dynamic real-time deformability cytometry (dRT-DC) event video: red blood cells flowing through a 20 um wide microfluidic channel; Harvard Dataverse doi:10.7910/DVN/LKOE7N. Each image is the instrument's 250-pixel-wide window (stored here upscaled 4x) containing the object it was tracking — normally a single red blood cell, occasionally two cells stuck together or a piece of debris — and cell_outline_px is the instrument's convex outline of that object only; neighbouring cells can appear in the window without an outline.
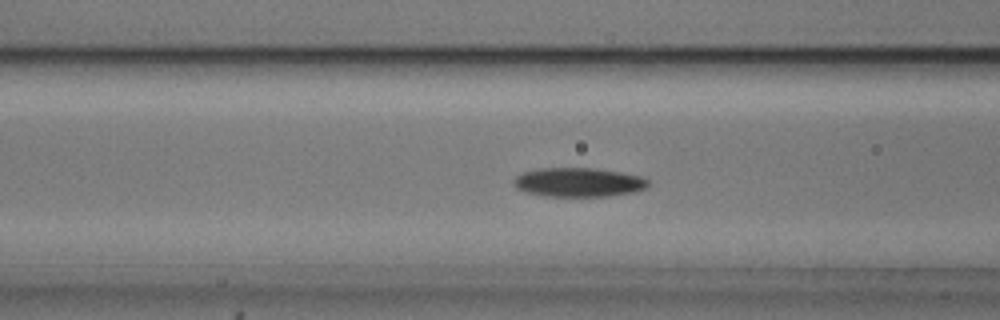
{"species": "common noctule bat (a hibernating species)", "species_latin": "Nyctalus noctula", "temperature_condition": "cold", "stored_images_in_passage": 54, "camera_frame_rate_fps": 3000, "um_per_image_px": 0.085, "animal": {"sex": "male", "body_mass_g": 20.5, "forearm_length_mm": 52.5}, "frame": {"image": 1, "passage_image": 21, "time_ms": 6.667, "image_size_px": [1000, 320], "cell_outline_px": [[648, 184], [644, 188], [632, 192], [608, 196], [544, 196], [528, 192], [516, 188], [512, 184], [512, 180], [516, 176], [524, 172], [540, 168], [592, 168], [620, 172], [640, 176], [648, 180]], "centroid_in_image_um": [49.12, 15.49], "position_along_channel_um": 117.5, "area_um2": 22.6}}
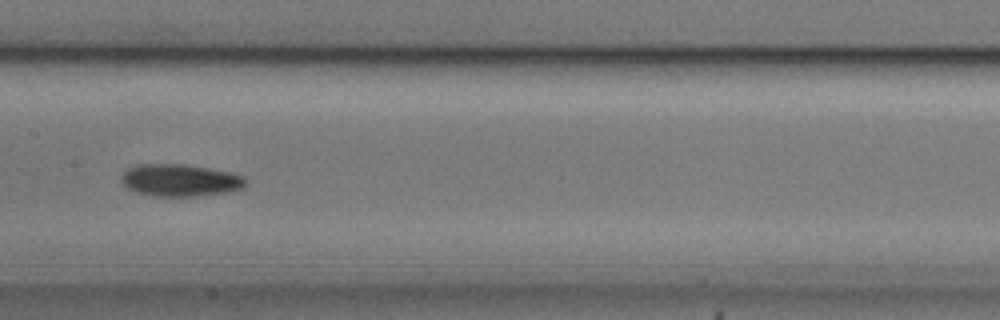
{"frame": {"image": 2, "passage_image": 27, "time_ms": 8.667, "image_size_px": [1000, 320], "cell_outline_px": [[248, 184], [244, 188], [228, 192], [196, 196], [156, 196], [136, 192], [128, 188], [120, 180], [120, 176], [128, 168], [136, 164], [184, 164], [208, 168], [228, 172], [244, 176], [248, 180]], "centroid_in_image_um": [15.33, 15.32], "position_along_channel_um": 192.1, "area_um2": 23.47}}
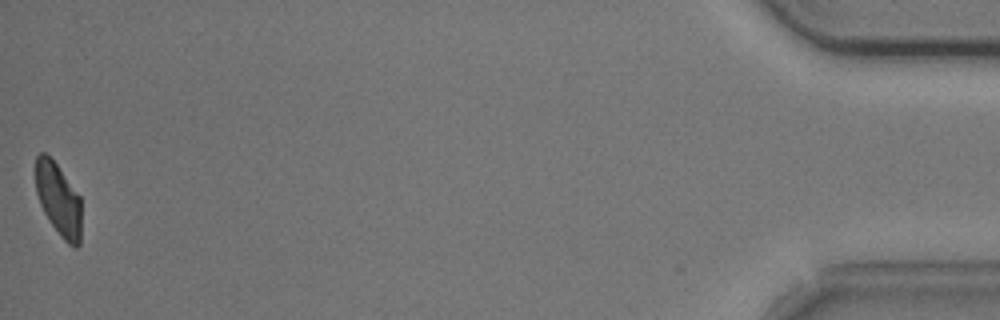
{"frame": {"image": 3, "passage_image": 54, "time_ms": 17.667, "image_size_px": [1000, 320], "cell_outline_px": [[80, 244], [76, 248], [72, 248], [60, 236], [44, 212], [40, 204], [36, 192], [36, 156], [40, 152], [44, 152], [56, 164], [80, 196]], "centroid_in_image_um": [4.97, 16.98], "position_along_channel_um": 430.2, "area_um2": 19.13}, "authors_computed_cell_mechanics": {"area_um2": 21.6172, "velocity_mm_per_s": 3.7169, "shape_relaxation_time_tau1_ms": 3.2905, "shape_relaxation_time_tau2_ms": 3.5944, "deformation_change_tau1": 0.1089, "deformation_change_tau2": 0.0826}}